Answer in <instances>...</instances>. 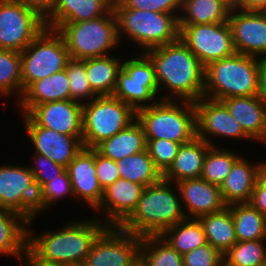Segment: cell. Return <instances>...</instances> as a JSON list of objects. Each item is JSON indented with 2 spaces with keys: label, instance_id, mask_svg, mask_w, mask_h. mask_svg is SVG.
Returning <instances> with one entry per match:
<instances>
[{
  "label": "cell",
  "instance_id": "18",
  "mask_svg": "<svg viewBox=\"0 0 266 266\" xmlns=\"http://www.w3.org/2000/svg\"><path fill=\"white\" fill-rule=\"evenodd\" d=\"M143 189V185L123 178L103 189L102 200L95 209L102 211V222L107 227H119L135 210Z\"/></svg>",
  "mask_w": 266,
  "mask_h": 266
},
{
  "label": "cell",
  "instance_id": "32",
  "mask_svg": "<svg viewBox=\"0 0 266 266\" xmlns=\"http://www.w3.org/2000/svg\"><path fill=\"white\" fill-rule=\"evenodd\" d=\"M234 221L238 241L266 239V216L250 203L228 205Z\"/></svg>",
  "mask_w": 266,
  "mask_h": 266
},
{
  "label": "cell",
  "instance_id": "5",
  "mask_svg": "<svg viewBox=\"0 0 266 266\" xmlns=\"http://www.w3.org/2000/svg\"><path fill=\"white\" fill-rule=\"evenodd\" d=\"M180 103V104H179ZM159 100L136 111L146 139H165L184 144L197 136L194 102Z\"/></svg>",
  "mask_w": 266,
  "mask_h": 266
},
{
  "label": "cell",
  "instance_id": "51",
  "mask_svg": "<svg viewBox=\"0 0 266 266\" xmlns=\"http://www.w3.org/2000/svg\"><path fill=\"white\" fill-rule=\"evenodd\" d=\"M257 183L263 188L266 189V161H260L258 170H257Z\"/></svg>",
  "mask_w": 266,
  "mask_h": 266
},
{
  "label": "cell",
  "instance_id": "15",
  "mask_svg": "<svg viewBox=\"0 0 266 266\" xmlns=\"http://www.w3.org/2000/svg\"><path fill=\"white\" fill-rule=\"evenodd\" d=\"M196 110L197 137L211 146H217L211 139L235 138L252 140L242 129L241 125L229 113L227 107L221 102L202 97L194 102Z\"/></svg>",
  "mask_w": 266,
  "mask_h": 266
},
{
  "label": "cell",
  "instance_id": "19",
  "mask_svg": "<svg viewBox=\"0 0 266 266\" xmlns=\"http://www.w3.org/2000/svg\"><path fill=\"white\" fill-rule=\"evenodd\" d=\"M24 127L34 145V153L47 156L65 168L83 148L82 136L61 134L39 125Z\"/></svg>",
  "mask_w": 266,
  "mask_h": 266
},
{
  "label": "cell",
  "instance_id": "11",
  "mask_svg": "<svg viewBox=\"0 0 266 266\" xmlns=\"http://www.w3.org/2000/svg\"><path fill=\"white\" fill-rule=\"evenodd\" d=\"M45 28V19L23 3L0 0V49L22 52Z\"/></svg>",
  "mask_w": 266,
  "mask_h": 266
},
{
  "label": "cell",
  "instance_id": "16",
  "mask_svg": "<svg viewBox=\"0 0 266 266\" xmlns=\"http://www.w3.org/2000/svg\"><path fill=\"white\" fill-rule=\"evenodd\" d=\"M82 105L74 100L39 104L27 114H21L22 123L39 125L70 136H82Z\"/></svg>",
  "mask_w": 266,
  "mask_h": 266
},
{
  "label": "cell",
  "instance_id": "2",
  "mask_svg": "<svg viewBox=\"0 0 266 266\" xmlns=\"http://www.w3.org/2000/svg\"><path fill=\"white\" fill-rule=\"evenodd\" d=\"M101 219L71 220L61 228L37 235L28 225L27 245L45 260L61 266H82L93 243L107 228Z\"/></svg>",
  "mask_w": 266,
  "mask_h": 266
},
{
  "label": "cell",
  "instance_id": "27",
  "mask_svg": "<svg viewBox=\"0 0 266 266\" xmlns=\"http://www.w3.org/2000/svg\"><path fill=\"white\" fill-rule=\"evenodd\" d=\"M146 144L143 127L135 119L113 137L101 141L94 149L104 157L118 161L146 150Z\"/></svg>",
  "mask_w": 266,
  "mask_h": 266
},
{
  "label": "cell",
  "instance_id": "4",
  "mask_svg": "<svg viewBox=\"0 0 266 266\" xmlns=\"http://www.w3.org/2000/svg\"><path fill=\"white\" fill-rule=\"evenodd\" d=\"M259 58L236 53L205 67L203 96L222 101L259 92Z\"/></svg>",
  "mask_w": 266,
  "mask_h": 266
},
{
  "label": "cell",
  "instance_id": "37",
  "mask_svg": "<svg viewBox=\"0 0 266 266\" xmlns=\"http://www.w3.org/2000/svg\"><path fill=\"white\" fill-rule=\"evenodd\" d=\"M0 95L8 98L9 96L19 97L17 102L22 97L21 52L19 51L0 49Z\"/></svg>",
  "mask_w": 266,
  "mask_h": 266
},
{
  "label": "cell",
  "instance_id": "46",
  "mask_svg": "<svg viewBox=\"0 0 266 266\" xmlns=\"http://www.w3.org/2000/svg\"><path fill=\"white\" fill-rule=\"evenodd\" d=\"M23 3L29 9L37 12L43 19H46L52 12L57 0H16Z\"/></svg>",
  "mask_w": 266,
  "mask_h": 266
},
{
  "label": "cell",
  "instance_id": "40",
  "mask_svg": "<svg viewBox=\"0 0 266 266\" xmlns=\"http://www.w3.org/2000/svg\"><path fill=\"white\" fill-rule=\"evenodd\" d=\"M66 74L69 81L71 100L84 103L83 100H92L98 95L92 90L85 72V60L70 59L66 65Z\"/></svg>",
  "mask_w": 266,
  "mask_h": 266
},
{
  "label": "cell",
  "instance_id": "41",
  "mask_svg": "<svg viewBox=\"0 0 266 266\" xmlns=\"http://www.w3.org/2000/svg\"><path fill=\"white\" fill-rule=\"evenodd\" d=\"M146 141V150L155 167L163 175L173 164L181 144L165 139H146Z\"/></svg>",
  "mask_w": 266,
  "mask_h": 266
},
{
  "label": "cell",
  "instance_id": "42",
  "mask_svg": "<svg viewBox=\"0 0 266 266\" xmlns=\"http://www.w3.org/2000/svg\"><path fill=\"white\" fill-rule=\"evenodd\" d=\"M182 0H114L113 8H130L142 11L175 14L181 12Z\"/></svg>",
  "mask_w": 266,
  "mask_h": 266
},
{
  "label": "cell",
  "instance_id": "48",
  "mask_svg": "<svg viewBox=\"0 0 266 266\" xmlns=\"http://www.w3.org/2000/svg\"><path fill=\"white\" fill-rule=\"evenodd\" d=\"M249 203L262 215L266 216V189H263L257 182Z\"/></svg>",
  "mask_w": 266,
  "mask_h": 266
},
{
  "label": "cell",
  "instance_id": "28",
  "mask_svg": "<svg viewBox=\"0 0 266 266\" xmlns=\"http://www.w3.org/2000/svg\"><path fill=\"white\" fill-rule=\"evenodd\" d=\"M28 241V220L21 214L0 208V256L21 260Z\"/></svg>",
  "mask_w": 266,
  "mask_h": 266
},
{
  "label": "cell",
  "instance_id": "9",
  "mask_svg": "<svg viewBox=\"0 0 266 266\" xmlns=\"http://www.w3.org/2000/svg\"><path fill=\"white\" fill-rule=\"evenodd\" d=\"M69 60L61 34L46 27L21 52L22 95L33 82L64 70Z\"/></svg>",
  "mask_w": 266,
  "mask_h": 266
},
{
  "label": "cell",
  "instance_id": "47",
  "mask_svg": "<svg viewBox=\"0 0 266 266\" xmlns=\"http://www.w3.org/2000/svg\"><path fill=\"white\" fill-rule=\"evenodd\" d=\"M24 259L25 261H23ZM19 263L23 264V266H61L58 263L39 257L28 245Z\"/></svg>",
  "mask_w": 266,
  "mask_h": 266
},
{
  "label": "cell",
  "instance_id": "12",
  "mask_svg": "<svg viewBox=\"0 0 266 266\" xmlns=\"http://www.w3.org/2000/svg\"><path fill=\"white\" fill-rule=\"evenodd\" d=\"M38 189L29 167L0 165V208L21 214L33 225L37 216Z\"/></svg>",
  "mask_w": 266,
  "mask_h": 266
},
{
  "label": "cell",
  "instance_id": "20",
  "mask_svg": "<svg viewBox=\"0 0 266 266\" xmlns=\"http://www.w3.org/2000/svg\"><path fill=\"white\" fill-rule=\"evenodd\" d=\"M74 199L86 202L95 210L103 197V189L99 185L95 168V149L82 148L75 158L68 164Z\"/></svg>",
  "mask_w": 266,
  "mask_h": 266
},
{
  "label": "cell",
  "instance_id": "3",
  "mask_svg": "<svg viewBox=\"0 0 266 266\" xmlns=\"http://www.w3.org/2000/svg\"><path fill=\"white\" fill-rule=\"evenodd\" d=\"M171 185L162 177L158 182L144 187L135 210L119 228L138 237L160 236L165 230L185 220L187 217L179 190Z\"/></svg>",
  "mask_w": 266,
  "mask_h": 266
},
{
  "label": "cell",
  "instance_id": "44",
  "mask_svg": "<svg viewBox=\"0 0 266 266\" xmlns=\"http://www.w3.org/2000/svg\"><path fill=\"white\" fill-rule=\"evenodd\" d=\"M183 256V266H223V255L209 243Z\"/></svg>",
  "mask_w": 266,
  "mask_h": 266
},
{
  "label": "cell",
  "instance_id": "7",
  "mask_svg": "<svg viewBox=\"0 0 266 266\" xmlns=\"http://www.w3.org/2000/svg\"><path fill=\"white\" fill-rule=\"evenodd\" d=\"M56 30L65 41L70 59L74 60L110 55L108 52L120 44L117 18L113 8L102 17L63 23Z\"/></svg>",
  "mask_w": 266,
  "mask_h": 266
},
{
  "label": "cell",
  "instance_id": "35",
  "mask_svg": "<svg viewBox=\"0 0 266 266\" xmlns=\"http://www.w3.org/2000/svg\"><path fill=\"white\" fill-rule=\"evenodd\" d=\"M139 258L146 266H183V256L161 236L141 237Z\"/></svg>",
  "mask_w": 266,
  "mask_h": 266
},
{
  "label": "cell",
  "instance_id": "14",
  "mask_svg": "<svg viewBox=\"0 0 266 266\" xmlns=\"http://www.w3.org/2000/svg\"><path fill=\"white\" fill-rule=\"evenodd\" d=\"M141 237L107 227L93 243L82 266H132L139 259Z\"/></svg>",
  "mask_w": 266,
  "mask_h": 266
},
{
  "label": "cell",
  "instance_id": "21",
  "mask_svg": "<svg viewBox=\"0 0 266 266\" xmlns=\"http://www.w3.org/2000/svg\"><path fill=\"white\" fill-rule=\"evenodd\" d=\"M180 194L184 213L187 218L215 213L223 210L224 203L219 186L210 184L202 178L184 179L174 184Z\"/></svg>",
  "mask_w": 266,
  "mask_h": 266
},
{
  "label": "cell",
  "instance_id": "25",
  "mask_svg": "<svg viewBox=\"0 0 266 266\" xmlns=\"http://www.w3.org/2000/svg\"><path fill=\"white\" fill-rule=\"evenodd\" d=\"M59 100H71L66 69L33 82L17 102L21 114H27L34 106Z\"/></svg>",
  "mask_w": 266,
  "mask_h": 266
},
{
  "label": "cell",
  "instance_id": "24",
  "mask_svg": "<svg viewBox=\"0 0 266 266\" xmlns=\"http://www.w3.org/2000/svg\"><path fill=\"white\" fill-rule=\"evenodd\" d=\"M249 162L242 156L233 164L224 183L220 186L224 203H249L257 182V170L260 162Z\"/></svg>",
  "mask_w": 266,
  "mask_h": 266
},
{
  "label": "cell",
  "instance_id": "52",
  "mask_svg": "<svg viewBox=\"0 0 266 266\" xmlns=\"http://www.w3.org/2000/svg\"><path fill=\"white\" fill-rule=\"evenodd\" d=\"M132 266H146L142 260L139 258L135 261V263Z\"/></svg>",
  "mask_w": 266,
  "mask_h": 266
},
{
  "label": "cell",
  "instance_id": "30",
  "mask_svg": "<svg viewBox=\"0 0 266 266\" xmlns=\"http://www.w3.org/2000/svg\"><path fill=\"white\" fill-rule=\"evenodd\" d=\"M121 58L107 55L85 59V72L92 90L98 96L113 95L118 73L122 69Z\"/></svg>",
  "mask_w": 266,
  "mask_h": 266
},
{
  "label": "cell",
  "instance_id": "39",
  "mask_svg": "<svg viewBox=\"0 0 266 266\" xmlns=\"http://www.w3.org/2000/svg\"><path fill=\"white\" fill-rule=\"evenodd\" d=\"M69 195L74 197L70 177L67 170H65L58 177L48 179V182L38 189L37 215L46 210L49 211L47 208L56 205L55 203Z\"/></svg>",
  "mask_w": 266,
  "mask_h": 266
},
{
  "label": "cell",
  "instance_id": "6",
  "mask_svg": "<svg viewBox=\"0 0 266 266\" xmlns=\"http://www.w3.org/2000/svg\"><path fill=\"white\" fill-rule=\"evenodd\" d=\"M113 10L117 18L119 41L125 35L127 40L139 45L142 52L180 39L179 17L175 14L130 8Z\"/></svg>",
  "mask_w": 266,
  "mask_h": 266
},
{
  "label": "cell",
  "instance_id": "1",
  "mask_svg": "<svg viewBox=\"0 0 266 266\" xmlns=\"http://www.w3.org/2000/svg\"><path fill=\"white\" fill-rule=\"evenodd\" d=\"M144 53L154 65L159 95L166 91L161 100L196 102L203 97L205 67L181 39Z\"/></svg>",
  "mask_w": 266,
  "mask_h": 266
},
{
  "label": "cell",
  "instance_id": "38",
  "mask_svg": "<svg viewBox=\"0 0 266 266\" xmlns=\"http://www.w3.org/2000/svg\"><path fill=\"white\" fill-rule=\"evenodd\" d=\"M265 259L266 239L237 241L223 255V266H262Z\"/></svg>",
  "mask_w": 266,
  "mask_h": 266
},
{
  "label": "cell",
  "instance_id": "50",
  "mask_svg": "<svg viewBox=\"0 0 266 266\" xmlns=\"http://www.w3.org/2000/svg\"><path fill=\"white\" fill-rule=\"evenodd\" d=\"M258 96L266 104V58H259Z\"/></svg>",
  "mask_w": 266,
  "mask_h": 266
},
{
  "label": "cell",
  "instance_id": "29",
  "mask_svg": "<svg viewBox=\"0 0 266 266\" xmlns=\"http://www.w3.org/2000/svg\"><path fill=\"white\" fill-rule=\"evenodd\" d=\"M234 0H182L179 25L226 23Z\"/></svg>",
  "mask_w": 266,
  "mask_h": 266
},
{
  "label": "cell",
  "instance_id": "43",
  "mask_svg": "<svg viewBox=\"0 0 266 266\" xmlns=\"http://www.w3.org/2000/svg\"><path fill=\"white\" fill-rule=\"evenodd\" d=\"M31 161L33 165H28V167L34 175L37 189H39L44 183H47L48 179L58 177L66 170L65 167L53 162L47 156L40 154L33 153Z\"/></svg>",
  "mask_w": 266,
  "mask_h": 266
},
{
  "label": "cell",
  "instance_id": "17",
  "mask_svg": "<svg viewBox=\"0 0 266 266\" xmlns=\"http://www.w3.org/2000/svg\"><path fill=\"white\" fill-rule=\"evenodd\" d=\"M228 24L237 53L266 58V15L232 7Z\"/></svg>",
  "mask_w": 266,
  "mask_h": 266
},
{
  "label": "cell",
  "instance_id": "13",
  "mask_svg": "<svg viewBox=\"0 0 266 266\" xmlns=\"http://www.w3.org/2000/svg\"><path fill=\"white\" fill-rule=\"evenodd\" d=\"M179 26L180 39L204 67L237 53L228 22Z\"/></svg>",
  "mask_w": 266,
  "mask_h": 266
},
{
  "label": "cell",
  "instance_id": "34",
  "mask_svg": "<svg viewBox=\"0 0 266 266\" xmlns=\"http://www.w3.org/2000/svg\"><path fill=\"white\" fill-rule=\"evenodd\" d=\"M116 165L120 178L139 183L144 187L158 182L163 177L147 150L118 160Z\"/></svg>",
  "mask_w": 266,
  "mask_h": 266
},
{
  "label": "cell",
  "instance_id": "26",
  "mask_svg": "<svg viewBox=\"0 0 266 266\" xmlns=\"http://www.w3.org/2000/svg\"><path fill=\"white\" fill-rule=\"evenodd\" d=\"M210 146L197 136L181 144L173 164L163 174V178L174 184L184 179L200 178Z\"/></svg>",
  "mask_w": 266,
  "mask_h": 266
},
{
  "label": "cell",
  "instance_id": "33",
  "mask_svg": "<svg viewBox=\"0 0 266 266\" xmlns=\"http://www.w3.org/2000/svg\"><path fill=\"white\" fill-rule=\"evenodd\" d=\"M160 236L181 255L207 243L203 226L196 218H186Z\"/></svg>",
  "mask_w": 266,
  "mask_h": 266
},
{
  "label": "cell",
  "instance_id": "53",
  "mask_svg": "<svg viewBox=\"0 0 266 266\" xmlns=\"http://www.w3.org/2000/svg\"><path fill=\"white\" fill-rule=\"evenodd\" d=\"M262 266H266V259L264 260V263H263V265Z\"/></svg>",
  "mask_w": 266,
  "mask_h": 266
},
{
  "label": "cell",
  "instance_id": "23",
  "mask_svg": "<svg viewBox=\"0 0 266 266\" xmlns=\"http://www.w3.org/2000/svg\"><path fill=\"white\" fill-rule=\"evenodd\" d=\"M114 0H57L51 14L45 19L46 27L56 29L63 23L87 21L106 15Z\"/></svg>",
  "mask_w": 266,
  "mask_h": 266
},
{
  "label": "cell",
  "instance_id": "10",
  "mask_svg": "<svg viewBox=\"0 0 266 266\" xmlns=\"http://www.w3.org/2000/svg\"><path fill=\"white\" fill-rule=\"evenodd\" d=\"M137 55L122 61L113 93L135 111L161 100L157 97L159 89L152 61L144 52L140 51Z\"/></svg>",
  "mask_w": 266,
  "mask_h": 266
},
{
  "label": "cell",
  "instance_id": "36",
  "mask_svg": "<svg viewBox=\"0 0 266 266\" xmlns=\"http://www.w3.org/2000/svg\"><path fill=\"white\" fill-rule=\"evenodd\" d=\"M241 157L232 149L210 146L204 159L200 178L210 184L221 186L233 164Z\"/></svg>",
  "mask_w": 266,
  "mask_h": 266
},
{
  "label": "cell",
  "instance_id": "8",
  "mask_svg": "<svg viewBox=\"0 0 266 266\" xmlns=\"http://www.w3.org/2000/svg\"><path fill=\"white\" fill-rule=\"evenodd\" d=\"M136 119V111L113 95L97 96L82 105V144L94 148Z\"/></svg>",
  "mask_w": 266,
  "mask_h": 266
},
{
  "label": "cell",
  "instance_id": "45",
  "mask_svg": "<svg viewBox=\"0 0 266 266\" xmlns=\"http://www.w3.org/2000/svg\"><path fill=\"white\" fill-rule=\"evenodd\" d=\"M95 168L99 185L105 189L108 185L120 178L116 161L99 154L95 150Z\"/></svg>",
  "mask_w": 266,
  "mask_h": 266
},
{
  "label": "cell",
  "instance_id": "22",
  "mask_svg": "<svg viewBox=\"0 0 266 266\" xmlns=\"http://www.w3.org/2000/svg\"><path fill=\"white\" fill-rule=\"evenodd\" d=\"M221 102L252 141L266 144V104L258 95L229 97Z\"/></svg>",
  "mask_w": 266,
  "mask_h": 266
},
{
  "label": "cell",
  "instance_id": "31",
  "mask_svg": "<svg viewBox=\"0 0 266 266\" xmlns=\"http://www.w3.org/2000/svg\"><path fill=\"white\" fill-rule=\"evenodd\" d=\"M207 243L224 255L238 240L234 229L231 209L226 206L223 210L200 216Z\"/></svg>",
  "mask_w": 266,
  "mask_h": 266
},
{
  "label": "cell",
  "instance_id": "49",
  "mask_svg": "<svg viewBox=\"0 0 266 266\" xmlns=\"http://www.w3.org/2000/svg\"><path fill=\"white\" fill-rule=\"evenodd\" d=\"M234 6L245 11L263 12L266 0H234Z\"/></svg>",
  "mask_w": 266,
  "mask_h": 266
}]
</instances>
